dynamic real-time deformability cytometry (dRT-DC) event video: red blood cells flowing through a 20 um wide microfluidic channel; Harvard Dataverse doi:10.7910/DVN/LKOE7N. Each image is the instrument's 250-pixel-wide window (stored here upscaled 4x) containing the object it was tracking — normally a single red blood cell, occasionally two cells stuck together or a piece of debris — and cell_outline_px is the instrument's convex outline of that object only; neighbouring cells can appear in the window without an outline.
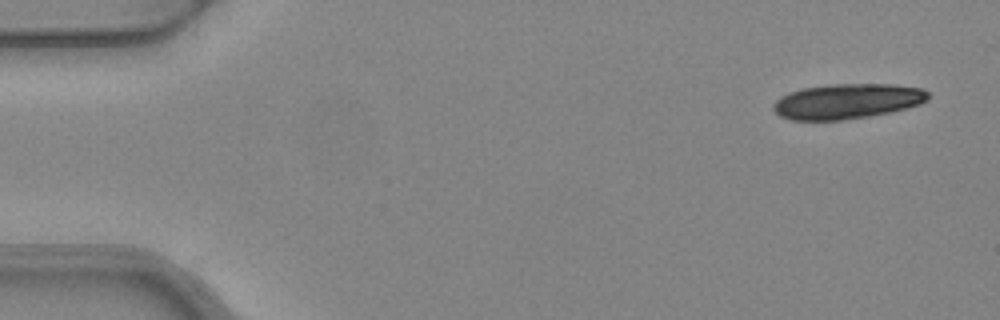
{"species": "common noctule bat (a hibernating species)", "species_latin": "Nyctalus noctula", "temperature_condition": "warm", "stored_images_in_passage": 7, "camera_frame_rate_fps": 3000, "um_per_image_px": 0.085, "animal": {"sex": "female", "body_mass_g": 24.6, "forearm_length_mm": 56.2}, "frame": {"image": 1, "passage_image": 1, "time_ms": 0.0, "image_size_px": [1000, 320], "cell_outline_px": [[928, 100], [920, 104], [892, 112], [868, 116], [840, 120], [792, 120], [780, 116], [772, 108], [772, 104], [780, 96], [804, 88], [832, 84], [892, 84], [924, 88], [928, 92]], "centroid_in_image_um": [72.03, 8.6], "position_along_channel_um": 13.0, "area_um2": 31.67}}
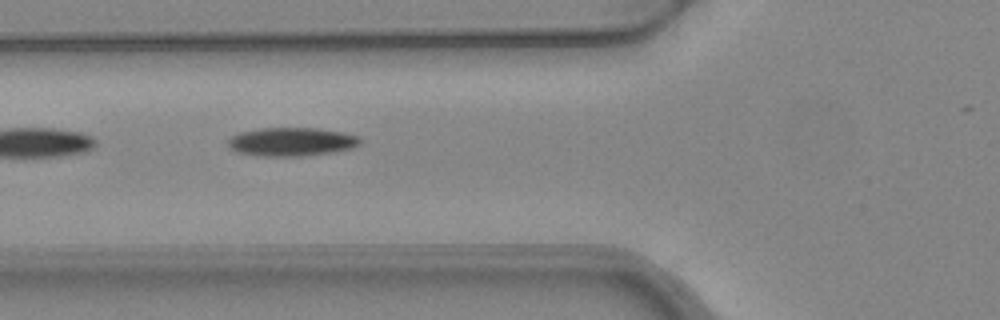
{"frame": {"image": 2, "passage_image": 5, "time_ms": 1.333, "image_size_px": [1000, 320], "cell_outline_px": [[360, 144], [352, 148], [332, 152], [300, 156], [264, 156], [236, 152], [228, 144], [228, 140], [232, 136], [240, 132], [260, 128], [316, 128], [344, 132], [360, 136]], "centroid_in_image_um": [24.81, 12.04], "position_along_channel_um": 101.0, "area_um2": 21.91}}
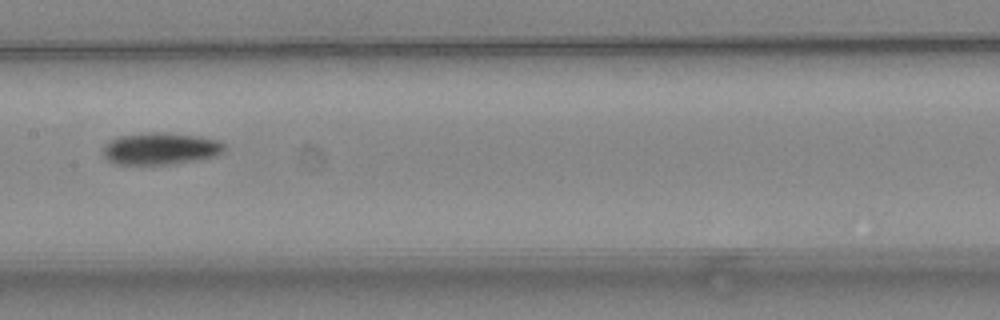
{"frame": {"image": 3, "passage_image": 7, "time_ms": 2.0, "image_size_px": [1000, 320], "cell_outline_px": [[224, 148], [216, 156], [196, 160], [168, 164], [112, 164], [104, 156], [104, 144], [116, 136], [148, 132], [160, 132], [200, 136], [216, 140], [224, 144]], "centroid_in_image_um": [13.59, 12.62], "position_along_channel_um": 193.8, "area_um2": 22.54}}